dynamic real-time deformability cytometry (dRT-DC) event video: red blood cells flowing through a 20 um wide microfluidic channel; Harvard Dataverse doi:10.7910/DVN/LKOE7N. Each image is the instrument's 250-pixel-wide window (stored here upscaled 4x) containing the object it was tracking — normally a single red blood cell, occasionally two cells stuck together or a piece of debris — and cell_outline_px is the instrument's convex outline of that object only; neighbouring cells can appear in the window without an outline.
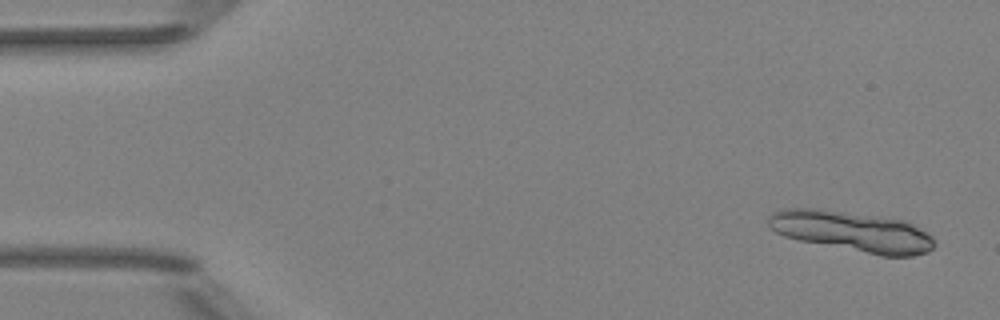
{"species": "Egyptian fruit bat (a non-hibernating species)", "species_latin": "Rousettus aegyptiacus", "temperature_condition": "room temperature", "stored_images_in_passage": 5, "camera_frame_rate_fps": 3000, "um_per_image_px": 0.085, "animal": {"sex": "female"}, "frame": {"image": 1, "passage_image": 1, "time_ms": 0.0, "image_size_px": [1000, 320], "cell_outline_px": [[936, 244], [928, 252], [912, 256], [880, 256], [800, 240], [784, 236], [776, 232], [768, 224], [768, 216], [772, 212], [784, 208], [820, 208], [908, 220], [928, 232], [932, 236]], "centroid_in_image_um": [72.48, 19.66], "position_along_channel_um": 12.5, "area_um2": 39.54}}